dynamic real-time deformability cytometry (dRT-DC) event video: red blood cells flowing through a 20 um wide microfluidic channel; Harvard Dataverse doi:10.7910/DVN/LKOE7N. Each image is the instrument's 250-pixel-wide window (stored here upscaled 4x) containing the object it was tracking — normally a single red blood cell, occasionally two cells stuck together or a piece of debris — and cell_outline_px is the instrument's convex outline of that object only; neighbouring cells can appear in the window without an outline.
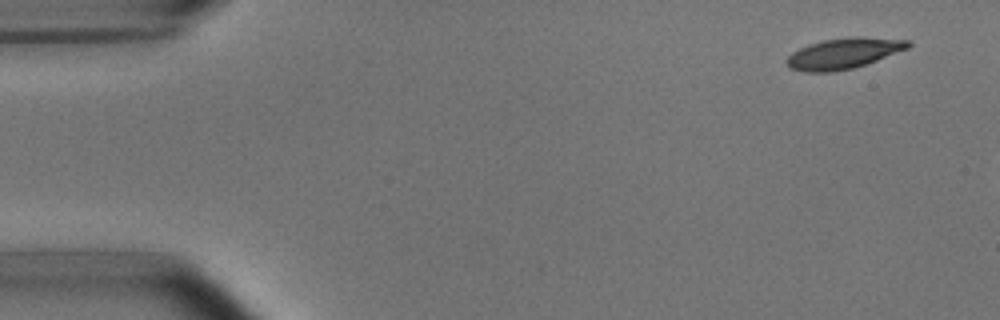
{"species": "common noctule bat (a hibernating species)", "species_latin": "Nyctalus noctula", "temperature_condition": "room temperature", "stored_images_in_passage": 3, "camera_frame_rate_fps": 3000, "um_per_image_px": 0.085, "animal": {"sex": "male", "body_mass_g": 15.6}, "frame": {"image": 1, "passage_image": 1, "time_ms": 0.0, "image_size_px": [1000, 320], "cell_outline_px": [[912, 44], [908, 48], [876, 60], [852, 68], [832, 72], [804, 72], [788, 68], [784, 60], [792, 52], [800, 48], [824, 40], [856, 36], [908, 40]], "centroid_in_image_um": [71.66, 4.55], "position_along_channel_um": 13.3, "area_um2": 21.5}}